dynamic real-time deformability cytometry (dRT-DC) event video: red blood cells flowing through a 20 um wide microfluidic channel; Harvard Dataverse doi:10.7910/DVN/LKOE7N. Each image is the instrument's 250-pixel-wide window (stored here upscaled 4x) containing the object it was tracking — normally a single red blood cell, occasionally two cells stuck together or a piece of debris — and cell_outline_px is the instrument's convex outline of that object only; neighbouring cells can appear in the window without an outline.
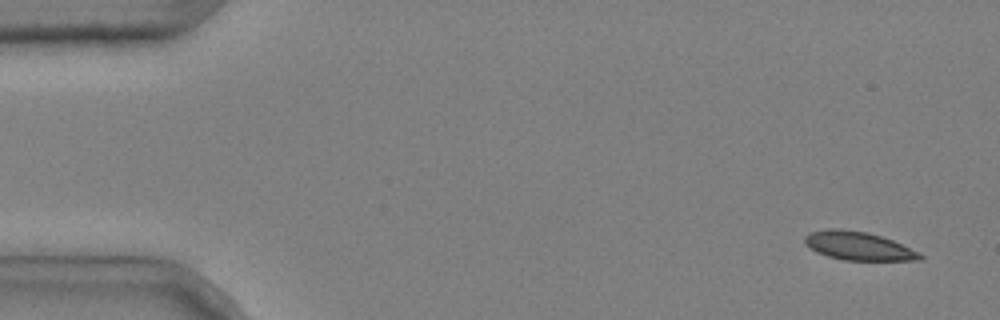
{"species": "common noctule bat (a hibernating species)", "species_latin": "Nyctalus noctula", "temperature_condition": "cold", "stored_images_in_passage": 8, "camera_frame_rate_fps": 3000, "um_per_image_px": 0.085, "animal": {"sex": "male", "body_mass_g": 20.4}, "frame": {"image": 1, "passage_image": 1, "time_ms": 0.0, "image_size_px": [1000, 320], "cell_outline_px": [[924, 260], [844, 260], [828, 256], [816, 252], [804, 244], [804, 236], [812, 232], [828, 228], [840, 228], [868, 232], [892, 240], [920, 252], [924, 256]], "centroid_in_image_um": [72.96, 20.9], "position_along_channel_um": 12.0, "area_um2": 19.19}}
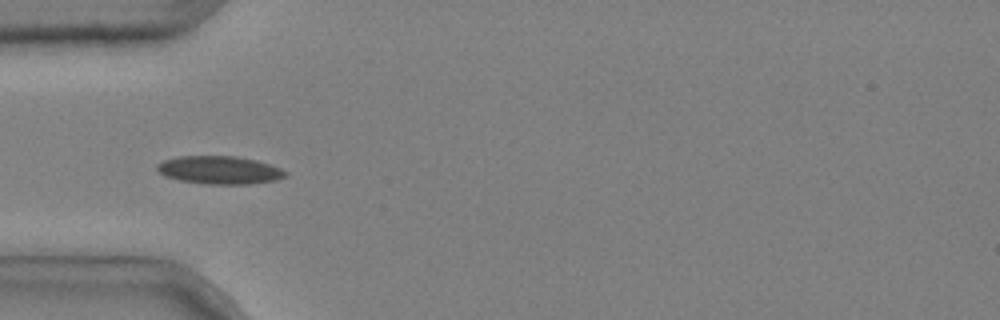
{"frame": {"image": 2, "passage_image": 4, "time_ms": 1.0, "image_size_px": [1000, 320], "cell_outline_px": [[288, 176], [276, 180], [248, 184], [204, 184], [180, 180], [164, 176], [156, 168], [156, 164], [164, 160], [180, 156], [236, 156], [256, 160], [280, 168], [288, 172]], "centroid_in_image_um": [18.67, 14.46], "position_along_channel_um": 66.3, "area_um2": 20.98}}
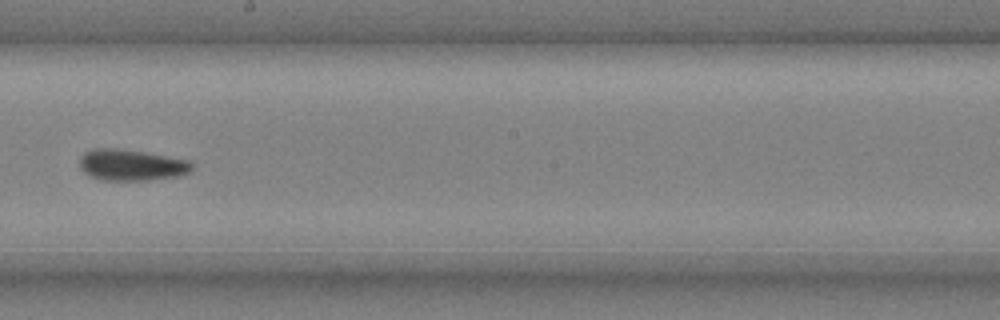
{"frame": {"image": 3, "passage_image": 8, "time_ms": 2.333, "image_size_px": [1000, 320], "cell_outline_px": [[196, 164], [188, 172], [180, 176], [148, 180], [100, 180], [84, 172], [80, 168], [80, 156], [84, 152], [96, 148], [116, 148], [144, 152], [188, 160]], "centroid_in_image_um": [11.17, 14.02], "position_along_channel_um": 237.0, "area_um2": 20.46}}